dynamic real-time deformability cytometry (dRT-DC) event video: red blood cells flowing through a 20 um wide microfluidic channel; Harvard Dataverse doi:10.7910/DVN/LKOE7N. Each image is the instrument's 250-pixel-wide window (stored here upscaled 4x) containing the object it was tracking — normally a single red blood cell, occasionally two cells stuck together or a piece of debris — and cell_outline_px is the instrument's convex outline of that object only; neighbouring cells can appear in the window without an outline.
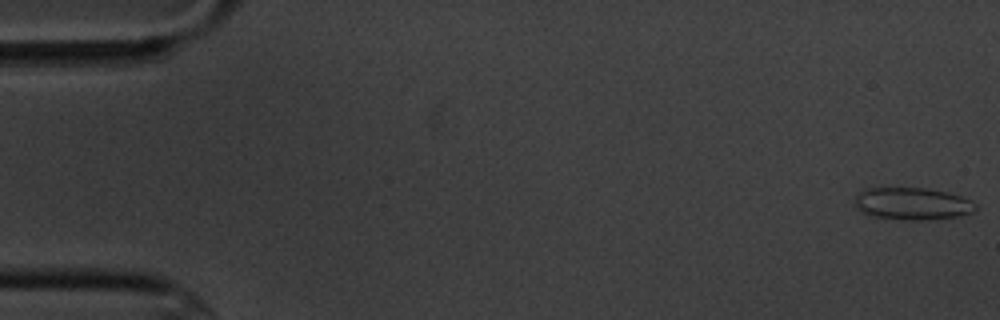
{"species": "common noctule bat (a hibernating species)", "species_latin": "Nyctalus noctula", "temperature_condition": "cold", "stored_images_in_passage": 5, "camera_frame_rate_fps": 3000, "um_per_image_px": 0.085, "animal": {"sex": "male", "body_mass_g": 20.1, "forearm_length_mm": 53.5}, "frame": {"image": 1, "passage_image": 1, "time_ms": 0.0, "image_size_px": [1000, 320], "cell_outline_px": [[976, 208], [972, 212], [960, 216], [924, 220], [904, 220], [868, 216], [856, 204], [856, 196], [860, 192], [868, 188], [924, 188], [948, 192], [972, 200], [976, 204]], "centroid_in_image_um": [77.59, 17.32], "position_along_channel_um": 7.4, "area_um2": 22.6}}